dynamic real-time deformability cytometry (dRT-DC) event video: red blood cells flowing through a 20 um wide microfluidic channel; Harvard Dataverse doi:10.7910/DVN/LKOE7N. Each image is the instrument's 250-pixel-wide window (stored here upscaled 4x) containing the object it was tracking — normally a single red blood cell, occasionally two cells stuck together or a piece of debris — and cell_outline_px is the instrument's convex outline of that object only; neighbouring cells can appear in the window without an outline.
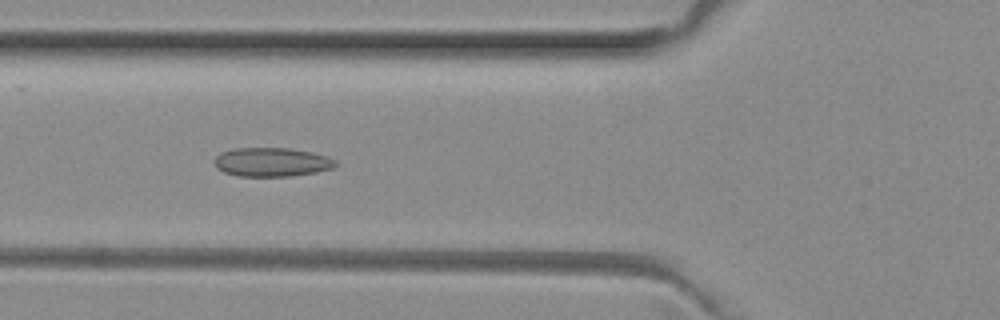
{"species": "common noctule bat (a hibernating species)", "species_latin": "Nyctalus noctula", "temperature_condition": "room temperature", "stored_images_in_passage": 46, "camera_frame_rate_fps": 3000, "um_per_image_px": 0.085, "animal": {"sex": "female", "body_mass_g": 29.2, "forearm_length_mm": 56.3}, "frame": {"image": 1, "passage_image": 17, "time_ms": 5.333, "image_size_px": [1000, 320], "cell_outline_px": [[336, 164], [332, 168], [316, 172], [288, 176], [236, 176], [224, 172], [216, 168], [212, 160], [220, 152], [232, 148], [288, 148], [312, 152], [328, 156], [336, 160]], "centroid_in_image_um": [23.05, 13.77], "position_along_channel_um": 102.8, "area_um2": 20.58}}
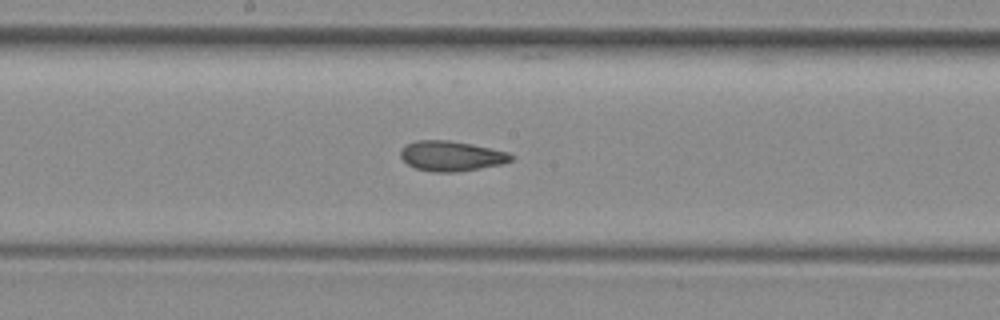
{"frame": {"image": 2, "passage_image": 25, "time_ms": 8.0, "image_size_px": [1000, 320], "cell_outline_px": [[516, 156], [512, 160], [504, 164], [456, 172], [436, 172], [416, 168], [408, 164], [400, 156], [400, 152], [408, 144], [416, 140], [448, 140], [472, 144], [508, 152]], "centroid_in_image_um": [38.41, 13.26], "position_along_channel_um": 209.8, "area_um2": 19.31}}
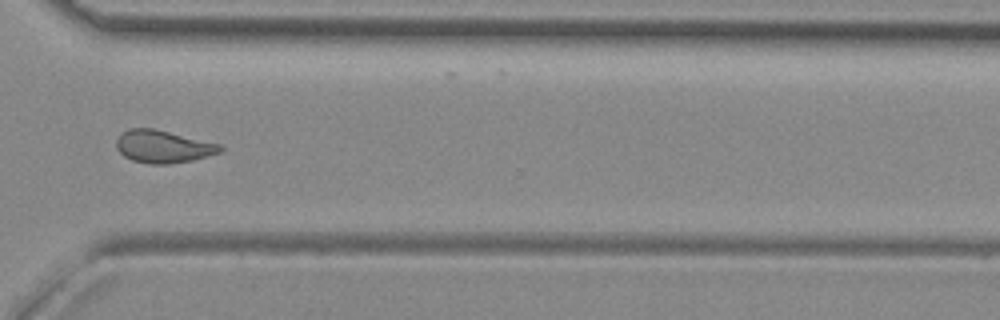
{"frame": {"image": 3, "passage_image": 36, "time_ms": 11.667, "image_size_px": [1000, 320], "cell_outline_px": [[224, 148], [220, 152], [192, 160], [168, 164], [152, 164], [132, 160], [124, 156], [116, 148], [116, 140], [128, 128], [152, 128], [220, 144]], "centroid_in_image_um": [13.85, 12.46], "position_along_channel_um": 356.8, "area_um2": 19.42}, "authors_computed_cell_mechanics": {"area_um2": 19.7676, "velocity_mm_per_s": 4.0016, "shape_relaxation_time_tau1_ms": null, "shape_relaxation_time_tau2_ms": 1.9031, "deformation_change_tau1": null, "deformation_change_tau2": 0.0748}}